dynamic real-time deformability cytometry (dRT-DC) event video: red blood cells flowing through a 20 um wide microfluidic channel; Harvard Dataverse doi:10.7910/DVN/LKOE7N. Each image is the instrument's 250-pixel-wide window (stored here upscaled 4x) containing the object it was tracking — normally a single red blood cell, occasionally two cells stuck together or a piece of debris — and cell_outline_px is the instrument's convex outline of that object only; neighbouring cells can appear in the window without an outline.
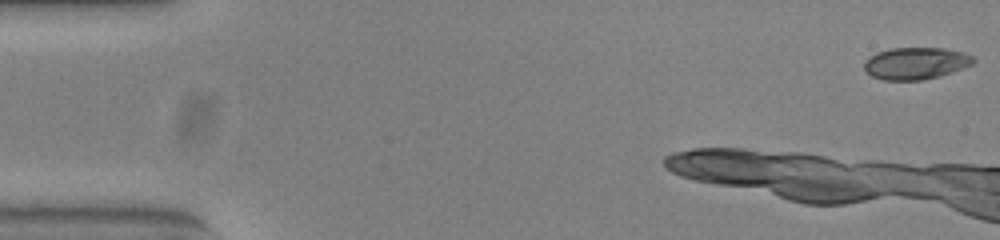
{"species": "common noctule bat (a hibernating species)", "species_latin": "Nyctalus noctula", "temperature_condition": "warm", "stored_images_in_passage": 10, "camera_frame_rate_fps": 3000, "um_per_image_px": 0.085, "animal": {"sex": "female", "body_mass_g": 23.0, "forearm_length_mm": 53.4}, "frame": {"image": 1, "passage_image": 1, "time_ms": 0.0, "image_size_px": [1000, 240], "cell_outline_px": [[976, 60], [972, 64], [940, 76], [920, 80], [884, 80], [872, 76], [864, 68], [864, 60], [876, 52], [892, 48], [944, 48], [964, 52], [972, 56]], "centroid_in_image_um": [77.82, 5.37], "position_along_channel_um": 7.2, "area_um2": 20.29}}